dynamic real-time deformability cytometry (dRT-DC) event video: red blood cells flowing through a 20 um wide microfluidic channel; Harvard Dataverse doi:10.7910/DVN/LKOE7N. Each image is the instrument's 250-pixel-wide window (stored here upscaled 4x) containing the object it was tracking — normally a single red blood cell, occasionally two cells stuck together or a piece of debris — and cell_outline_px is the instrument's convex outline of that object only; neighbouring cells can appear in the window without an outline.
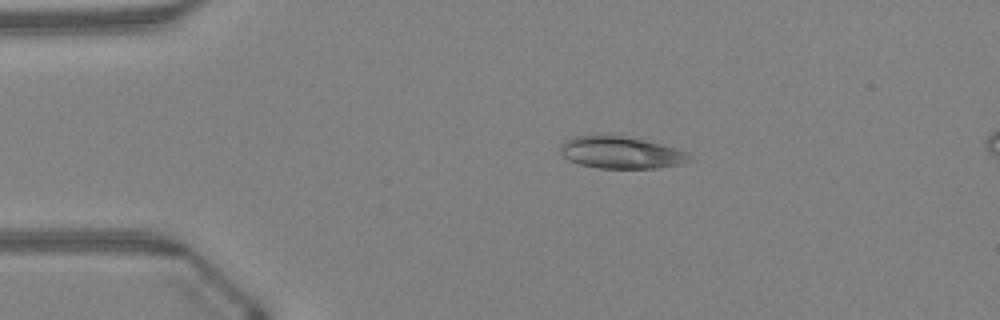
{"species": "Egyptian fruit bat (a non-hibernating species)", "species_latin": "Rousettus aegyptiacus", "temperature_condition": "warm", "stored_images_in_passage": 38, "camera_frame_rate_fps": 3000, "um_per_image_px": 0.085, "animal": {"sex": "female"}, "frame": {"image": 1, "passage_image": 1, "time_ms": 0.0, "image_size_px": [1000, 320], "cell_outline_px": [[692, 160], [680, 164], [656, 168], [600, 168], [580, 164], [564, 156], [560, 152], [560, 144], [564, 140], [572, 136], [604, 132], [608, 132], [644, 140], [660, 144], [688, 152]], "centroid_in_image_um": [52.72, 12.92], "position_along_channel_um": 32.3, "area_um2": 24.62}}
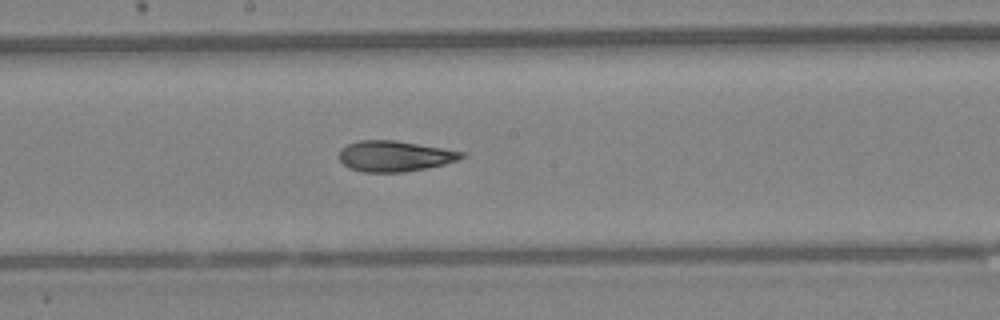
{"frame": {"image": 2, "passage_image": 17, "time_ms": 5.333, "image_size_px": [1000, 320], "cell_outline_px": [[464, 156], [456, 160], [444, 164], [404, 172], [364, 172], [348, 168], [340, 160], [340, 148], [348, 144], [360, 140], [396, 140], [464, 152]], "centroid_in_image_um": [33.5, 13.27], "position_along_channel_um": 214.7, "area_um2": 21.68}}
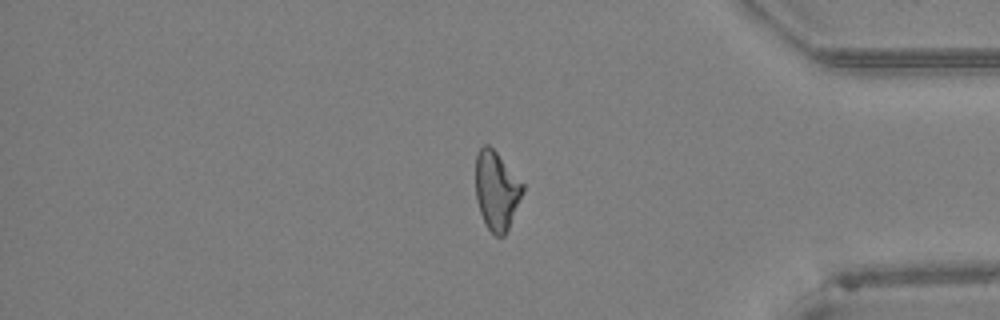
{"frame": {"image": 3, "passage_image": 31, "time_ms": 10.0, "image_size_px": [1000, 320], "cell_outline_px": [[524, 192], [508, 228], [504, 236], [496, 236], [488, 228], [480, 212], [476, 200], [476, 156], [480, 148], [484, 144], [488, 144], [496, 152], [524, 184]], "centroid_in_image_um": [42.21, 16.19], "position_along_channel_um": 393.0, "area_um2": 21.39}, "authors_computed_cell_mechanics": {"area_um2": 22.2819, "velocity_mm_per_s": 4.3453, "shape_relaxation_time_tau1_ms": null, "shape_relaxation_time_tau2_ms": 3.5161, "deformation_change_tau1": null, "deformation_change_tau2": 0.1008}}